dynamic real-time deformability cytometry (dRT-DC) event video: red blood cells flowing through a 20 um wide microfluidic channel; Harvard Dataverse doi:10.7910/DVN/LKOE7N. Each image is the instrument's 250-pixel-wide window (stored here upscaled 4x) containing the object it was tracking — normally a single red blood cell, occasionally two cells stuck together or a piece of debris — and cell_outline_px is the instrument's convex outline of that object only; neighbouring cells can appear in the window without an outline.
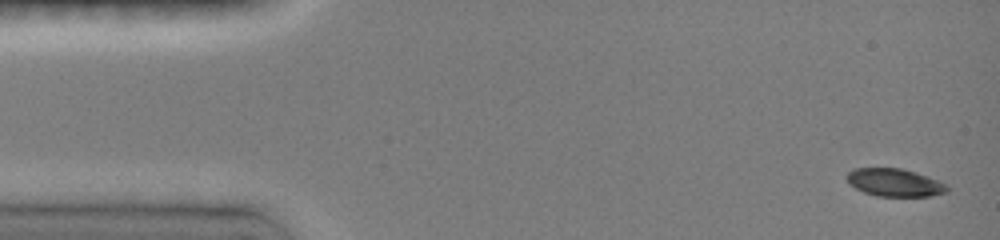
{"species": "common noctule bat (a hibernating species)", "species_latin": "Nyctalus noctula", "temperature_condition": "room temperature", "stored_images_in_passage": 6, "camera_frame_rate_fps": 3000, "um_per_image_px": 0.085, "animal": {"sex": "female", "body_mass_g": 19.0, "forearm_length_mm": 51.5}, "frame": {"image": 1, "passage_image": 1, "time_ms": 0.0, "image_size_px": [1000, 240], "cell_outline_px": [[948, 192], [928, 196], [876, 196], [864, 192], [848, 184], [844, 176], [852, 168], [900, 168], [916, 172], [928, 176], [948, 184]], "centroid_in_image_um": [76.02, 15.51], "position_along_channel_um": 9.0, "area_um2": 16.47}}
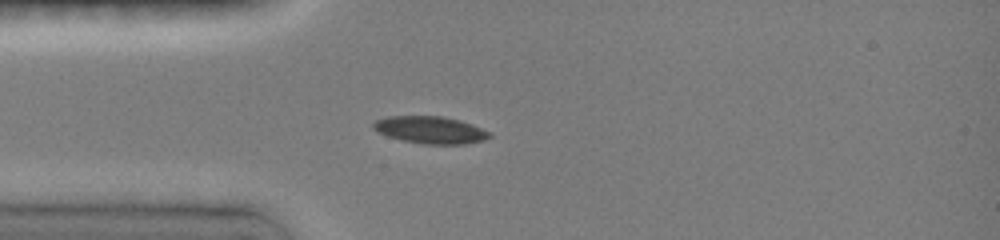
{"frame": {"image": 2, "passage_image": 6, "time_ms": 1.667, "image_size_px": [1000, 240], "cell_outline_px": [[492, 136], [484, 140], [464, 144], [424, 144], [404, 140], [388, 136], [376, 132], [372, 128], [372, 124], [376, 120], [388, 116], [444, 116], [460, 120], [472, 124], [488, 132]], "centroid_in_image_um": [36.55, 11.04], "position_along_channel_um": 48.4, "area_um2": 18.38}}